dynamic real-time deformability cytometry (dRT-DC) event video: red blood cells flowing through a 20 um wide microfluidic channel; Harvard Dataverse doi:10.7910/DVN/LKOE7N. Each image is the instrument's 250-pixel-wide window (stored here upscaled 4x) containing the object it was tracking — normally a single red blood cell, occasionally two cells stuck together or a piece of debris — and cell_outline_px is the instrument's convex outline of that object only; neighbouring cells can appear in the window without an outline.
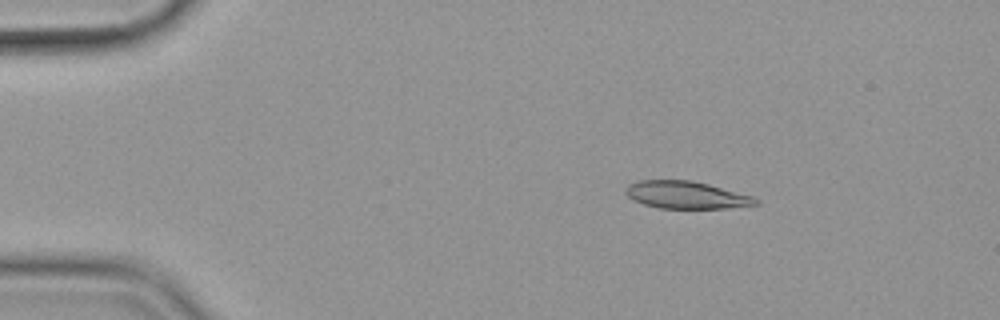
{"species": "common noctule bat (a hibernating species)", "species_latin": "Nyctalus noctula", "temperature_condition": "cold", "stored_images_in_passage": 56, "camera_frame_rate_fps": 3000, "um_per_image_px": 0.085, "animal": {"sex": "female", "body_mass_g": 19.9}, "frame": {"image": 1, "passage_image": 9, "time_ms": 2.667, "image_size_px": [1000, 320], "cell_outline_px": [[760, 204], [724, 208], [660, 208], [644, 204], [632, 200], [624, 192], [624, 188], [628, 184], [640, 180], [692, 180], [708, 184], [752, 196], [760, 200]], "centroid_in_image_um": [58.29, 16.56], "position_along_channel_um": 26.7, "area_um2": 20.75}}
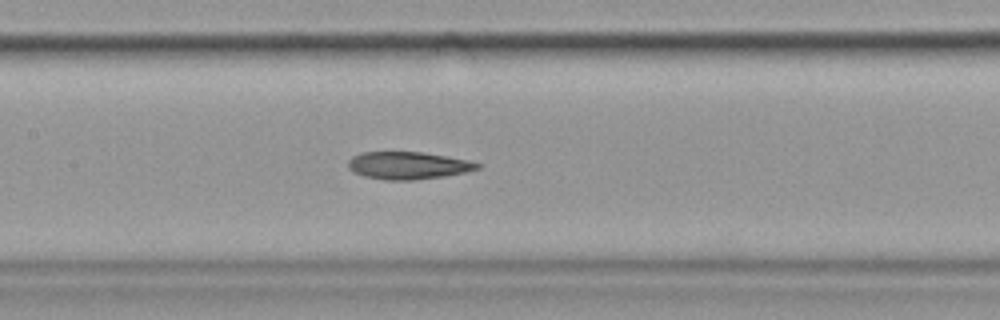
{"frame": {"image": 2, "passage_image": 27, "time_ms": 8.667, "image_size_px": [1000, 320], "cell_outline_px": [[480, 168], [464, 172], [444, 176], [412, 180], [384, 180], [364, 176], [352, 172], [348, 168], [348, 160], [352, 156], [364, 152], [420, 152], [468, 160], [480, 164]], "centroid_in_image_um": [34.63, 14.07], "position_along_channel_um": 172.8, "area_um2": 20.52}}
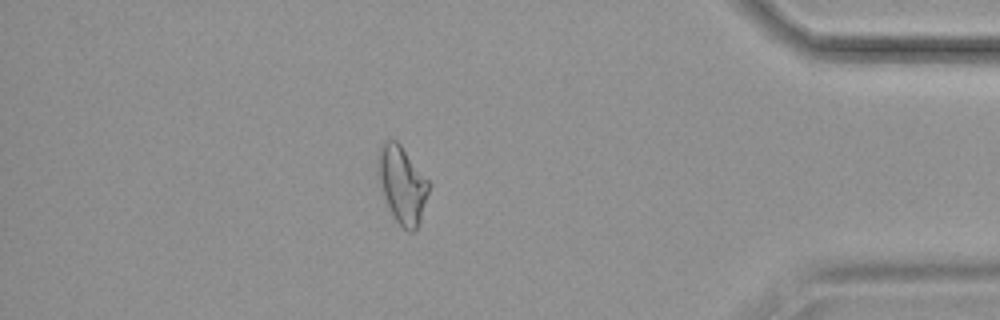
{"frame": {"image": 3, "passage_image": 49, "time_ms": 16.0, "image_size_px": [1000, 320], "cell_outline_px": [[432, 184], [420, 220], [416, 228], [412, 232], [408, 232], [396, 220], [384, 196], [380, 184], [376, 160], [380, 148], [384, 140], [396, 140], [400, 144]], "centroid_in_image_um": [34.2, 15.66], "position_along_channel_um": 401.0, "area_um2": 22.66}, "authors_computed_cell_mechanics": {"area_um2": 21.4438, "velocity_mm_per_s": 3.5914, "shape_relaxation_time_tau1_ms": 10.4541, "shape_relaxation_time_tau2_ms": 5.7067, "deformation_change_tau1": 0.2536, "deformation_change_tau2": 0.1631}}